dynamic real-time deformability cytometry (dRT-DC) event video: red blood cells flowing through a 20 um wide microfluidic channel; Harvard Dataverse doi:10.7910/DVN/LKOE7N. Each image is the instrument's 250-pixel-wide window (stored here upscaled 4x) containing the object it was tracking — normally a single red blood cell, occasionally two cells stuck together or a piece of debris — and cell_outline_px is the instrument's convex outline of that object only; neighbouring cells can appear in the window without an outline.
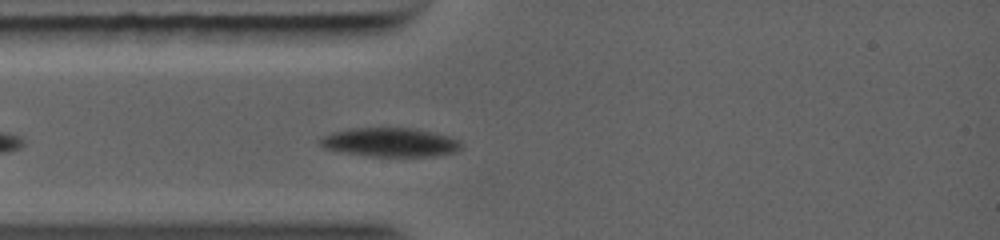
{"species": "common noctule bat (a hibernating species)", "species_latin": "Nyctalus noctula", "temperature_condition": "warm", "stored_images_in_passage": 12, "camera_frame_rate_fps": 5000, "um_per_image_px": 0.085, "animal": {"sex": "female", "body_mass_g": 19.0, "forearm_length_mm": 56.7}, "frame": {"image": 1, "passage_image": 3, "time_ms": 1.0, "image_size_px": [1000, 240], "cell_outline_px": [[456, 144], [452, 148], [440, 152], [408, 156], [388, 156], [360, 152], [336, 148], [324, 144], [324, 140], [328, 136], [340, 132], [356, 128], [404, 128], [424, 132], [440, 136], [452, 140]], "centroid_in_image_um": [33.09, 12.05], "position_along_channel_um": 51.9, "area_um2": 19.83}}
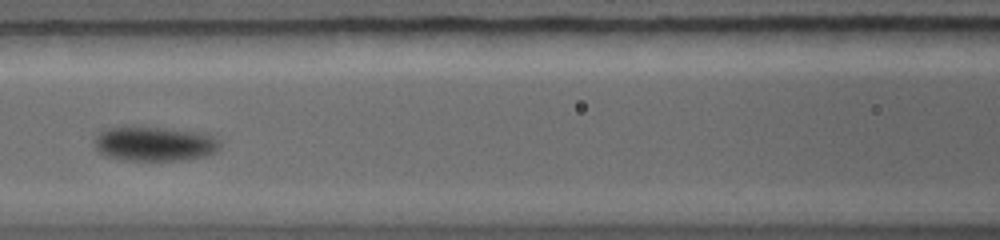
{"frame": {"image": 2, "passage_image": 8, "time_ms": 3.2, "image_size_px": [1000, 240], "cell_outline_px": [[208, 148], [200, 152], [184, 156], [152, 160], [148, 160], [128, 156], [112, 152], [104, 148], [100, 144], [100, 140], [108, 132], [116, 128], [148, 128], [196, 136], [204, 140], [208, 144]], "centroid_in_image_um": [12.89, 12.2], "position_along_channel_um": 153.7, "area_um2": 18.32}}
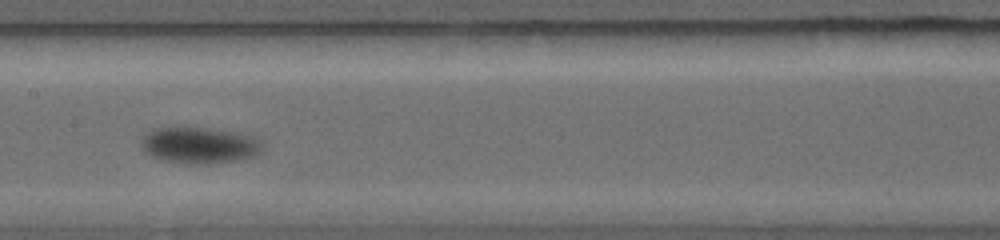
{"frame": {"image": 3, "passage_image": 10, "time_ms": 4.0, "image_size_px": [1000, 240], "cell_outline_px": [[248, 148], [244, 152], [232, 156], [208, 160], [192, 160], [168, 156], [156, 152], [148, 144], [148, 140], [156, 132], [168, 128], [192, 128], [212, 132], [240, 140]], "centroid_in_image_um": [16.57, 12.26], "position_along_channel_um": 190.8, "area_um2": 16.94}}